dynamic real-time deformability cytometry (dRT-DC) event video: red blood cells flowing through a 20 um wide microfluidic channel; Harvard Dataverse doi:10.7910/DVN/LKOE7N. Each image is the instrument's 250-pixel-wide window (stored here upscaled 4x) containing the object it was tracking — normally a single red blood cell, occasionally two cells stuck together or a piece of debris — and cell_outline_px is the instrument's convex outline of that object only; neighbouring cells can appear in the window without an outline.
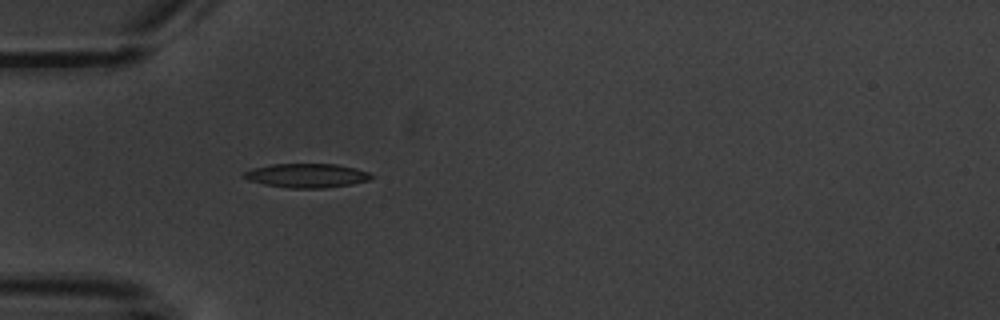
{"species": "common noctule bat (a hibernating species)", "species_latin": "Nyctalus noctula", "temperature_condition": "warm", "stored_images_in_passage": 1, "camera_frame_rate_fps": 3000, "um_per_image_px": 0.085, "animal": {"sex": "male", "body_mass_g": 20.1, "forearm_length_mm": 53.5}, "frame": {"image": 1, "passage_image": 1, "time_ms": 0.0, "image_size_px": [1000, 320], "cell_outline_px": [[372, 176], [368, 180], [352, 184], [324, 188], [288, 188], [264, 184], [248, 180], [240, 176], [244, 172], [252, 168], [268, 164], [336, 164], [356, 168], [368, 172]], "centroid_in_image_um": [26.02, 14.92], "position_along_channel_um": 59.0, "area_um2": 17.92}}